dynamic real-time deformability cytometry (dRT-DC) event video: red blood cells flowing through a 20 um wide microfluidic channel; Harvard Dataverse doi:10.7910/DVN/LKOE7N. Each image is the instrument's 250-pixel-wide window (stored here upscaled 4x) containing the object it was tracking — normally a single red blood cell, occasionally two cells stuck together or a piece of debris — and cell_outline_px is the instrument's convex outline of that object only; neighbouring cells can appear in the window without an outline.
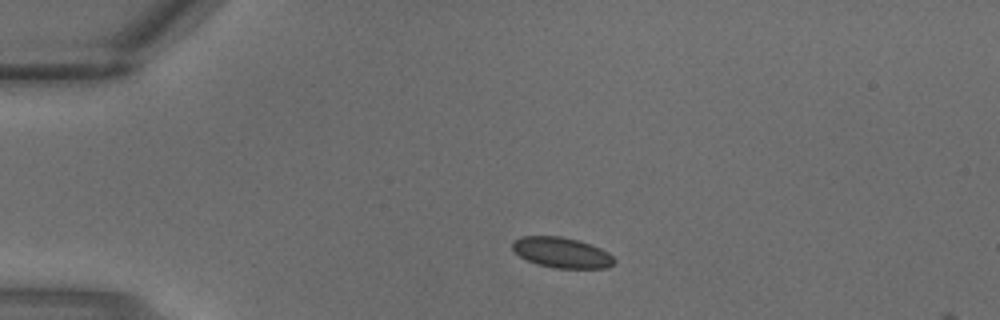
{"species": "common noctule bat (a hibernating species)", "species_latin": "Nyctalus noctula", "temperature_condition": "warm", "stored_images_in_passage": 2, "camera_frame_rate_fps": 3000, "um_per_image_px": 0.085, "animal": {"sex": "male", "body_mass_g": 18.8}, "frame": {"image": 1, "passage_image": 1, "time_ms": 0.0, "image_size_px": [1000, 320], "cell_outline_px": [[616, 260], [608, 268], [556, 268], [536, 264], [520, 256], [512, 248], [512, 240], [520, 236], [560, 236], [576, 240], [600, 248], [608, 252]], "centroid_in_image_um": [47.72, 21.47], "position_along_channel_um": 37.3, "area_um2": 17.98}}